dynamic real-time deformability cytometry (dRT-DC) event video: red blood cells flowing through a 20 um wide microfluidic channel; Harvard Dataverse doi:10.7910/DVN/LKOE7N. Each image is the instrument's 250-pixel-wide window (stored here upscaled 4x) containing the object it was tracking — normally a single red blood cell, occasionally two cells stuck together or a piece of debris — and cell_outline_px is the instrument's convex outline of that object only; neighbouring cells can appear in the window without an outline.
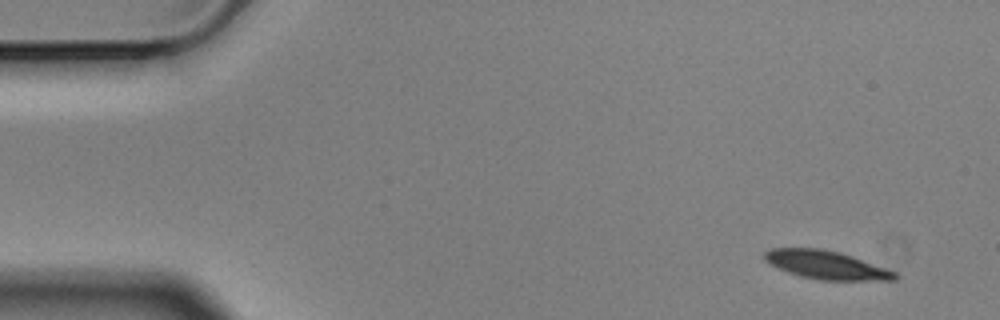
{"species": "Egyptian fruit bat (a non-hibernating species)", "species_latin": "Rousettus aegyptiacus", "temperature_condition": "cold", "stored_images_in_passage": 4, "camera_frame_rate_fps": 3000, "um_per_image_px": 0.085, "animal": {"sex": "male"}, "frame": {"image": 1, "passage_image": 1, "time_ms": 0.0, "image_size_px": [1000, 320], "cell_outline_px": [[900, 276], [896, 280], [820, 280], [800, 276], [788, 272], [768, 264], [764, 260], [764, 252], [772, 248], [820, 248], [840, 252], [888, 268], [896, 272]], "centroid_in_image_um": [70.25, 22.52], "position_along_channel_um": 14.8, "area_um2": 21.73}}
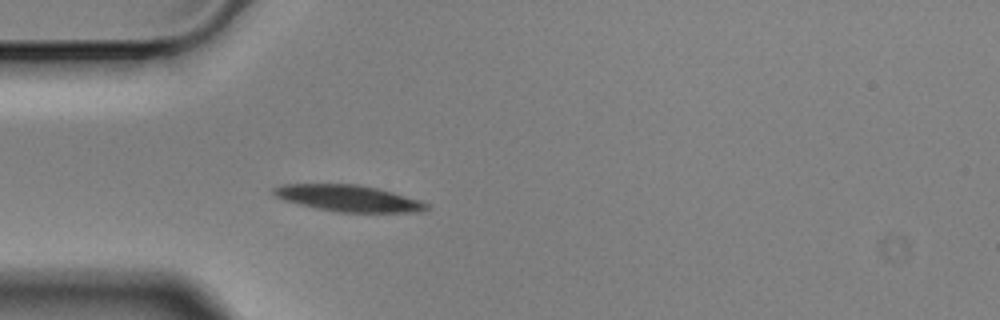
{"frame": {"image": 2, "passage_image": 4, "time_ms": 1.0, "image_size_px": [1000, 320], "cell_outline_px": [[428, 208], [420, 212], [340, 212], [316, 208], [284, 200], [276, 196], [272, 192], [272, 188], [280, 184], [360, 184], [392, 192], [420, 200], [428, 204]], "centroid_in_image_um": [29.59, 16.84], "position_along_channel_um": 55.4, "area_um2": 23.41}}